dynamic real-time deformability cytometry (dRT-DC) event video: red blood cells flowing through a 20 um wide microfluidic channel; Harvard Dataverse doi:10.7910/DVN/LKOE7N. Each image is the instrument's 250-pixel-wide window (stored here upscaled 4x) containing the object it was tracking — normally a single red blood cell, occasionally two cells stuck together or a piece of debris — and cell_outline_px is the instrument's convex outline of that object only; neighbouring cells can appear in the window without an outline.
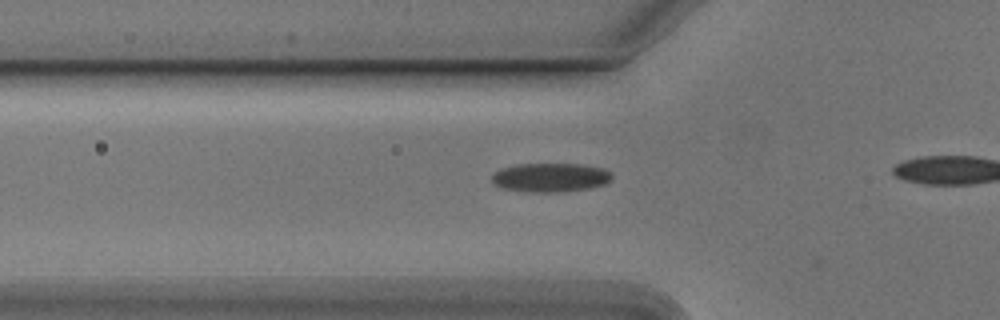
{"species": "Egyptian fruit bat (a non-hibernating species)", "species_latin": "Rousettus aegyptiacus", "temperature_condition": "cold", "stored_images_in_passage": 18, "camera_frame_rate_fps": 3000, "um_per_image_px": 0.085, "animal": {"sex": "male"}, "frame": {"image": 1, "passage_image": 9, "time_ms": 2.667, "image_size_px": [1000, 320], "cell_outline_px": [[612, 176], [604, 184], [588, 188], [564, 192], [528, 192], [504, 188], [496, 184], [492, 180], [492, 176], [496, 172], [504, 168], [516, 164], [580, 164], [604, 168], [612, 172]], "centroid_in_image_um": [46.82, 15.08], "position_along_channel_um": 79.0, "area_um2": 20.06}}
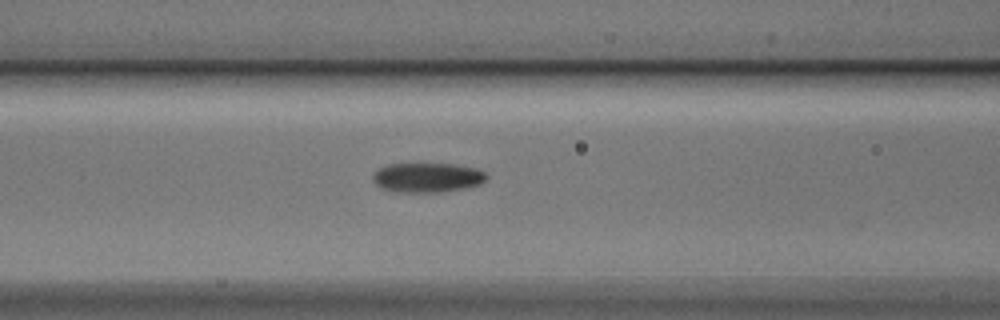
{"frame": {"image": 2, "passage_image": 13, "time_ms": 4.0, "image_size_px": [1000, 320], "cell_outline_px": [[488, 176], [480, 184], [464, 188], [440, 192], [396, 192], [380, 188], [372, 180], [372, 176], [380, 168], [388, 164], [452, 164], [476, 168], [484, 172]], "centroid_in_image_um": [36.3, 15.09], "position_along_channel_um": 130.3, "area_um2": 19.48}}
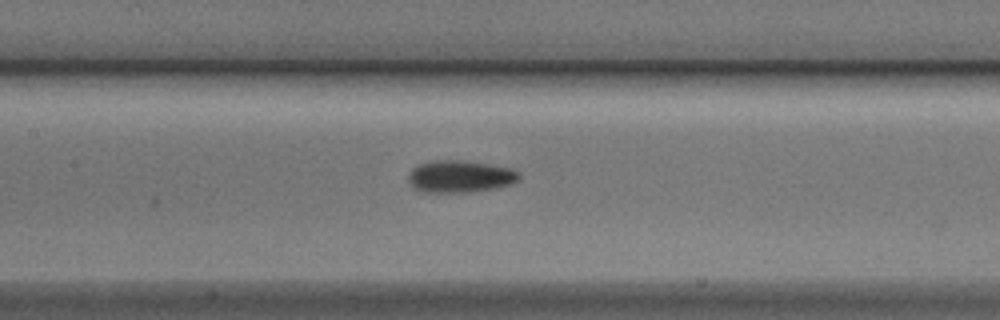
{"frame": {"image": 3, "passage_image": 16, "time_ms": 5.0, "image_size_px": [1000, 320], "cell_outline_px": [[520, 176], [512, 184], [492, 188], [468, 192], [424, 192], [416, 188], [408, 180], [408, 172], [416, 164], [428, 160], [460, 160], [488, 164], [512, 168]], "centroid_in_image_um": [39.04, 14.98], "position_along_channel_um": 168.4, "area_um2": 20.63}}